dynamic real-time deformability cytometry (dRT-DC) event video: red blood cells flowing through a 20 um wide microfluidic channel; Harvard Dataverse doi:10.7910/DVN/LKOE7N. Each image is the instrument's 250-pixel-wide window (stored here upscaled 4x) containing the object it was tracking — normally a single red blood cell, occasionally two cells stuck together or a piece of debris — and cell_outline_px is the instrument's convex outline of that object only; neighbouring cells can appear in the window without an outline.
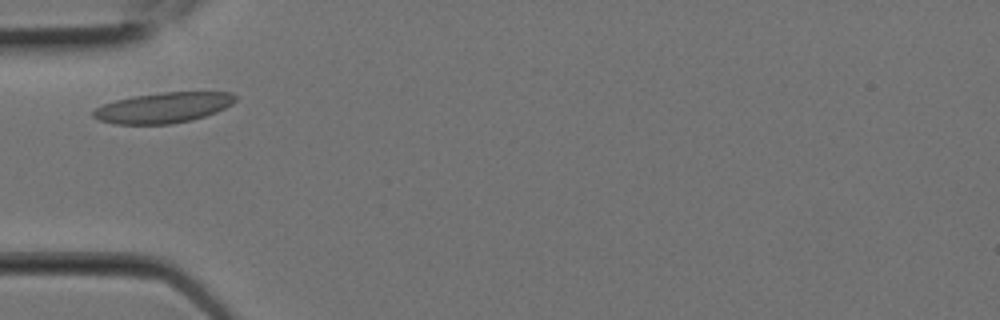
{"species": "Egyptian fruit bat (a non-hibernating species)", "species_latin": "Rousettus aegyptiacus", "temperature_condition": "room temperature", "stored_images_in_passage": 5, "camera_frame_rate_fps": 3000, "um_per_image_px": 0.085, "animal": {"sex": "female"}, "frame": {"image": 1, "passage_image": 2, "time_ms": 0.333, "image_size_px": [1000, 320], "cell_outline_px": [[236, 100], [232, 104], [216, 112], [192, 120], [172, 124], [116, 124], [100, 120], [92, 116], [92, 112], [96, 108], [104, 104], [116, 100], [136, 96], [160, 92], [232, 92], [236, 96]], "centroid_in_image_um": [13.9, 9.15], "position_along_channel_um": 71.1, "area_um2": 25.09}}
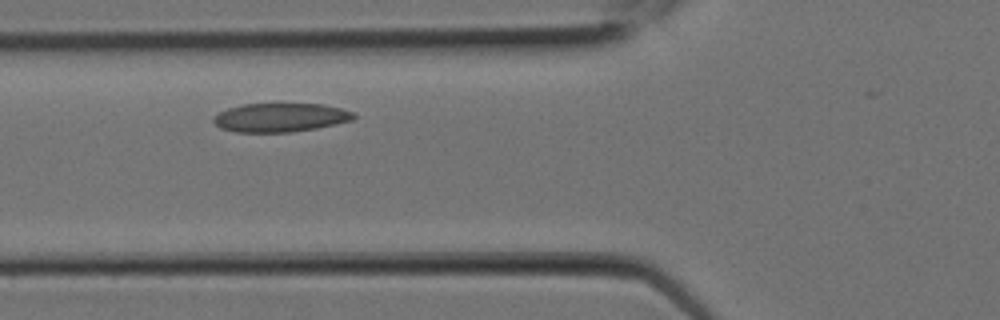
{"frame": {"image": 2, "passage_image": 3, "time_ms": 0.667, "image_size_px": [1000, 320], "cell_outline_px": [[356, 116], [352, 120], [336, 124], [316, 128], [292, 132], [236, 132], [220, 128], [212, 120], [220, 112], [228, 108], [240, 104], [324, 104], [356, 112]], "centroid_in_image_um": [23.86, 9.98], "position_along_channel_um": 101.9, "area_um2": 23.52}}
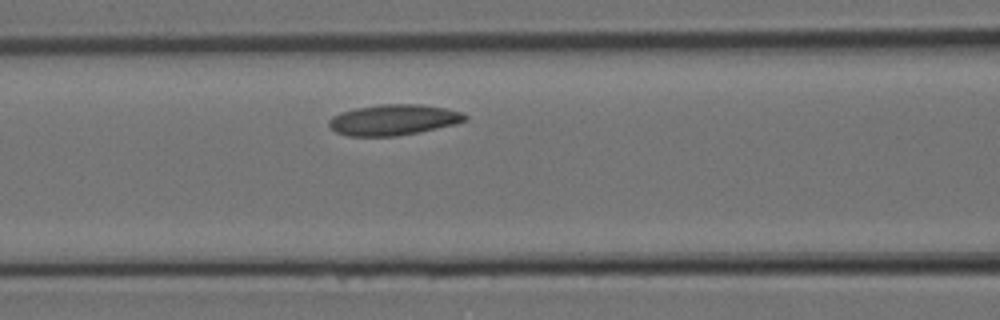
{"frame": {"image": 3, "passage_image": 4, "time_ms": 1.0, "image_size_px": [1000, 320], "cell_outline_px": [[468, 120], [456, 124], [396, 136], [348, 136], [336, 132], [328, 124], [328, 120], [332, 116], [340, 112], [356, 108], [380, 104], [420, 104], [444, 108], [460, 112], [468, 116]], "centroid_in_image_um": [33.43, 10.18], "position_along_channel_um": 133.2, "area_um2": 24.28}}